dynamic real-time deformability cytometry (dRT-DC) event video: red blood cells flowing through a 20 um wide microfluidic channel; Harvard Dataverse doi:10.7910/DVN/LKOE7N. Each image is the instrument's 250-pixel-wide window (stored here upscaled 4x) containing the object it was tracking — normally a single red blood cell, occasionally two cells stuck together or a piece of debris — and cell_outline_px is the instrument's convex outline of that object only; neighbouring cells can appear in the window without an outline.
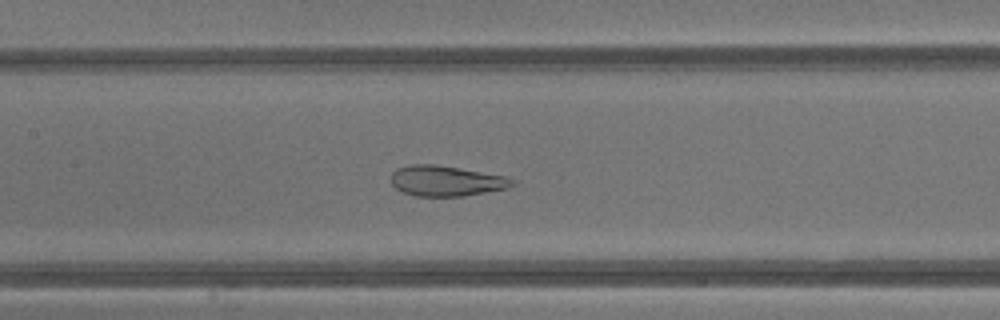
{"species": "common noctule bat (a hibernating species)", "species_latin": "Nyctalus noctula", "temperature_condition": "warm", "stored_images_in_passage": 32, "camera_frame_rate_fps": 3000, "um_per_image_px": 0.085, "animal": {"sex": "male", "body_mass_g": 13.3}, "frame": {"image": 1, "passage_image": 10, "time_ms": 3.0, "image_size_px": [1000, 320], "cell_outline_px": [[516, 184], [508, 188], [464, 196], [416, 196], [404, 192], [396, 188], [392, 184], [392, 172], [396, 168], [408, 164], [436, 164], [508, 176], [516, 180]], "centroid_in_image_um": [37.96, 15.36], "position_along_channel_um": 169.4, "area_um2": 21.73}}
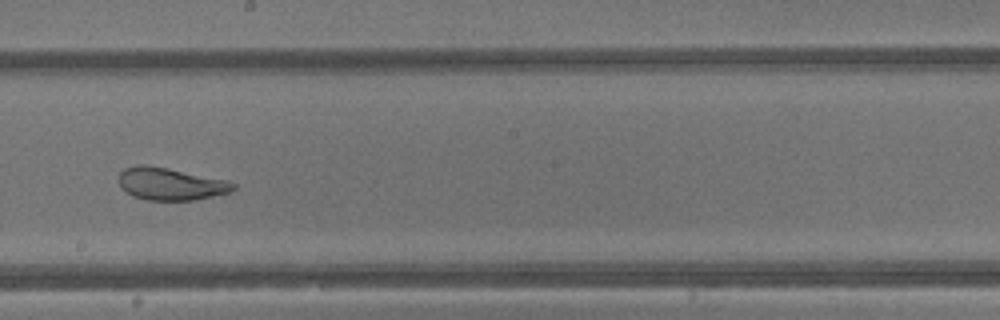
{"frame": {"image": 2, "passage_image": 14, "time_ms": 4.333, "image_size_px": [1000, 320], "cell_outline_px": [[236, 188], [232, 192], [196, 200], [148, 200], [132, 196], [120, 188], [120, 172], [124, 168], [136, 164], [148, 164], [228, 180], [236, 184]], "centroid_in_image_um": [14.51, 15.63], "position_along_channel_um": 233.7, "area_um2": 21.91}}
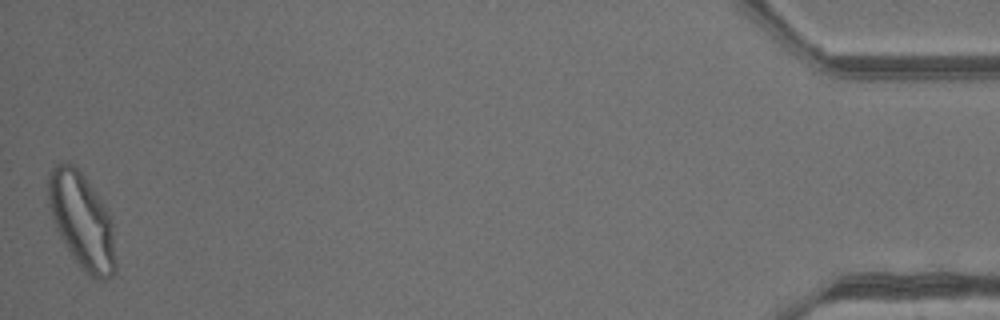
{"frame": {"image": 3, "passage_image": 32, "time_ms": 10.333, "image_size_px": [1000, 320], "cell_outline_px": [[116, 272], [112, 276], [104, 280], [96, 280], [88, 276], [80, 268], [72, 256], [60, 236], [56, 228], [48, 204], [48, 176], [52, 168], [56, 164], [72, 164], [84, 176], [96, 192], [112, 224], [116, 264]], "centroid_in_image_um": [6.96, 18.83], "position_along_channel_um": 428.2, "area_um2": 37.11}, "authors_computed_cell_mechanics": {"area_um2": 25.4031, "velocity_mm_per_s": 4.8497, "shape_relaxation_time_tau1_ms": 8.3433, "shape_relaxation_time_tau2_ms": 0.6602, "deformation_change_tau1": 0.1905, "deformation_change_tau2": 0.0639}}